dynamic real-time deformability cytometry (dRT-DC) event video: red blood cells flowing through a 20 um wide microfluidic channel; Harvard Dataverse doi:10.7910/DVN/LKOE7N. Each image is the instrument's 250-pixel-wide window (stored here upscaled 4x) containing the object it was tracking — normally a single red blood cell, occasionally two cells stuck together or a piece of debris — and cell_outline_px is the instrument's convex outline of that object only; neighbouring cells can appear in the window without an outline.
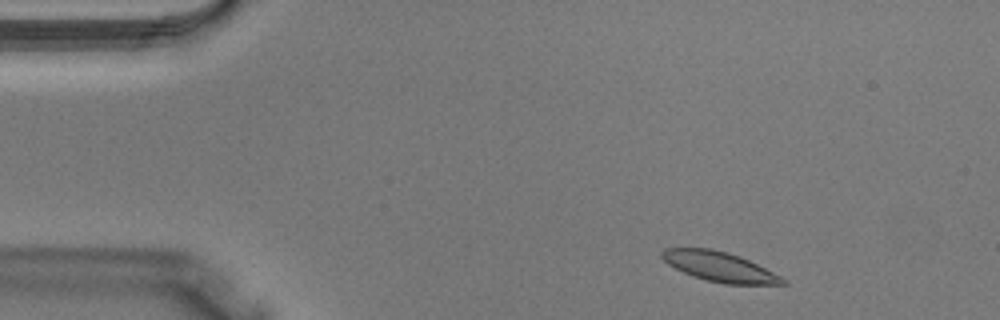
{"species": "Egyptian fruit bat (a non-hibernating species)", "species_latin": "Rousettus aegyptiacus", "temperature_condition": "warm", "stored_images_in_passage": 37, "camera_frame_rate_fps": 3000, "um_per_image_px": 0.085, "animal": {"sex": "male"}, "frame": {"image": 1, "passage_image": 3, "time_ms": 0.667, "image_size_px": [1000, 320], "cell_outline_px": [[788, 284], [724, 284], [692, 276], [668, 264], [660, 256], [660, 252], [664, 248], [712, 248], [728, 252], [740, 256], [788, 280]], "centroid_in_image_um": [61.14, 22.66], "position_along_channel_um": 23.9, "area_um2": 20.81}}
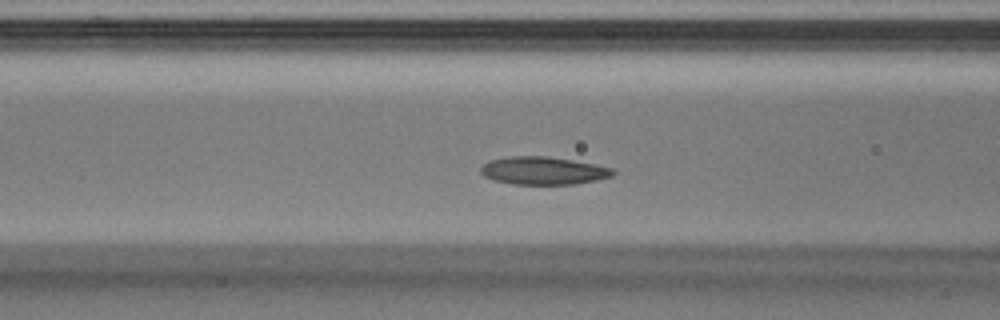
{"frame": {"image": 2, "passage_image": 13, "time_ms": 4.0, "image_size_px": [1000, 320], "cell_outline_px": [[616, 172], [612, 176], [596, 180], [576, 184], [512, 184], [492, 180], [484, 176], [480, 172], [480, 168], [488, 160], [508, 156], [548, 156], [572, 160], [612, 168]], "centroid_in_image_um": [46.13, 14.5], "position_along_channel_um": 120.5, "area_um2": 21.5}}
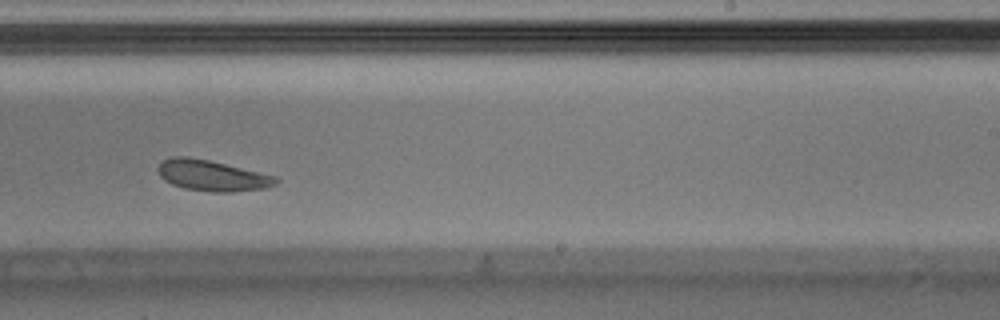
{"frame": {"image": 3, "passage_image": 22, "time_ms": 7.0, "image_size_px": [1000, 320], "cell_outline_px": [[280, 180], [276, 184], [264, 188], [232, 192], [212, 192], [184, 188], [172, 184], [164, 180], [160, 176], [156, 168], [164, 160], [172, 156], [188, 156], [208, 160], [276, 176]], "centroid_in_image_um": [18.01, 14.92], "position_along_channel_um": 271.0, "area_um2": 21.1}}